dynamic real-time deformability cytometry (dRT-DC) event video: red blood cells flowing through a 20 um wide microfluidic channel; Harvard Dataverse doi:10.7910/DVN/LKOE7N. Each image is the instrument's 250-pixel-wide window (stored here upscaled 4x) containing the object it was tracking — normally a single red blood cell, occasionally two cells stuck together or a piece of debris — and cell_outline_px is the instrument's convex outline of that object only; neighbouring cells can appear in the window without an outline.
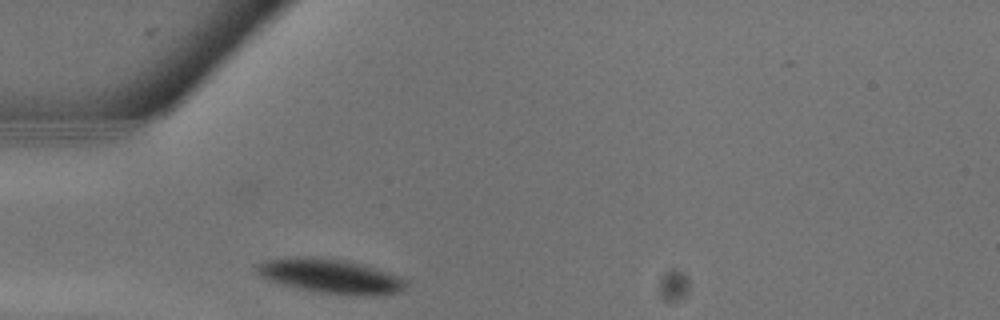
{"species": "common noctule bat (a hibernating species)", "species_latin": "Nyctalus noctula", "temperature_condition": "warm", "stored_images_in_passage": 3, "camera_frame_rate_fps": 3000, "um_per_image_px": 0.085, "animal": {"sex": "male", "body_mass_g": 13.3}, "frame": {"image": 1, "passage_image": 1, "time_ms": 0.0, "image_size_px": [1000, 320], "cell_outline_px": [[408, 284], [404, 288], [396, 292], [376, 296], [320, 292], [296, 288], [268, 280], [260, 276], [256, 272], [256, 264], [264, 260], [288, 256], [308, 256], [348, 260], [380, 268], [400, 276], [408, 280]], "centroid_in_image_um": [28.09, 23.44], "position_along_channel_um": 56.9, "area_um2": 30.35}}
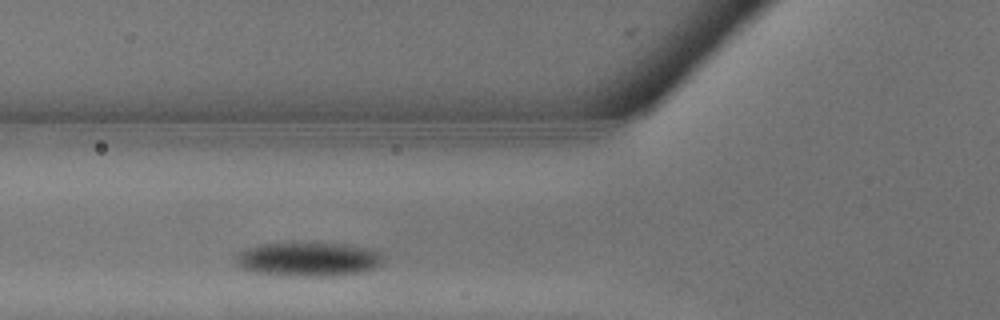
{"frame": {"image": 2, "passage_image": 3, "time_ms": 0.667, "image_size_px": [1000, 320], "cell_outline_px": [[380, 264], [372, 268], [360, 272], [332, 276], [280, 276], [256, 272], [240, 268], [236, 264], [236, 256], [240, 252], [248, 248], [260, 244], [292, 240], [312, 240], [348, 244], [372, 248], [380, 252]], "centroid_in_image_um": [26.16, 21.98], "position_along_channel_um": 99.6, "area_um2": 30.52}}